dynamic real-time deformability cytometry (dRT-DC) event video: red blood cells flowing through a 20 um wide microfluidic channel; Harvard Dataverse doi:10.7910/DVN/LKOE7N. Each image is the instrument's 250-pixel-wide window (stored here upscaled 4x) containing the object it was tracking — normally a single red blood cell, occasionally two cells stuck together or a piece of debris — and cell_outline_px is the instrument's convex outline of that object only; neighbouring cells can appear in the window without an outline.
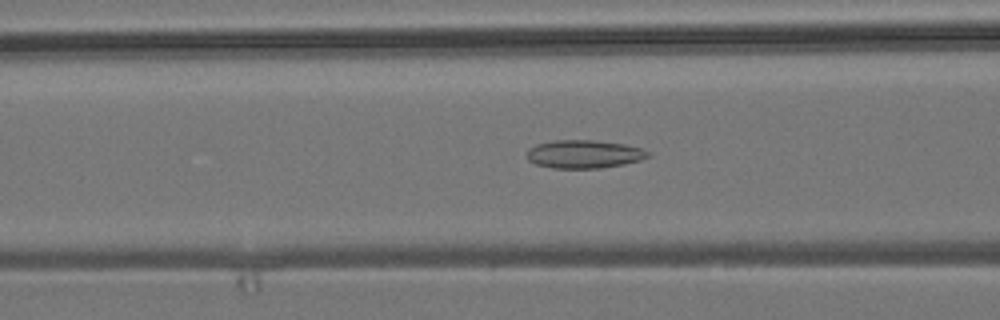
{"species": "common noctule bat (a hibernating species)", "species_latin": "Nyctalus noctula", "temperature_condition": "room temperature", "stored_images_in_passage": 49, "camera_frame_rate_fps": 3000, "um_per_image_px": 0.085, "animal": {"sex": "male", "body_mass_g": 19.2, "forearm_length_mm": 51.8}, "frame": {"image": 1, "passage_image": 17, "time_ms": 5.333, "image_size_px": [1000, 320], "cell_outline_px": [[652, 156], [640, 160], [624, 164], [600, 168], [552, 168], [536, 164], [528, 160], [528, 148], [536, 144], [552, 140], [592, 140], [624, 144], [640, 148], [648, 152]], "centroid_in_image_um": [49.63, 13.1], "position_along_channel_um": 117.0, "area_um2": 19.88}}
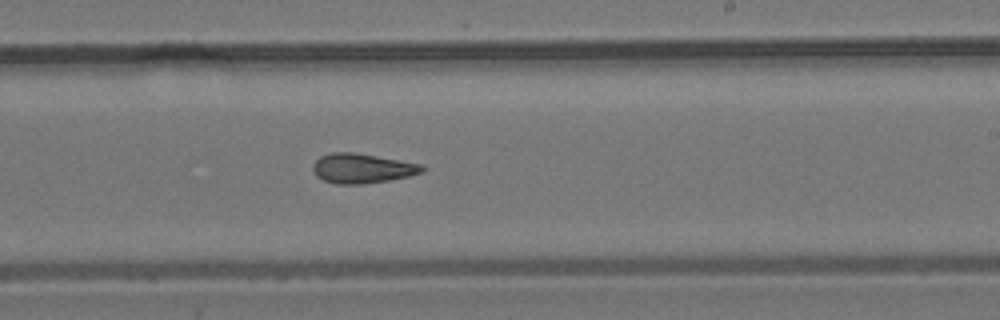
{"frame": {"image": 2, "passage_image": 28, "time_ms": 9.0, "image_size_px": [1000, 320], "cell_outline_px": [[424, 172], [408, 176], [388, 180], [364, 184], [336, 184], [324, 180], [316, 176], [312, 168], [312, 164], [320, 156], [332, 152], [352, 152], [424, 164]], "centroid_in_image_um": [30.77, 14.31], "position_along_channel_um": 258.2, "area_um2": 18.9}}
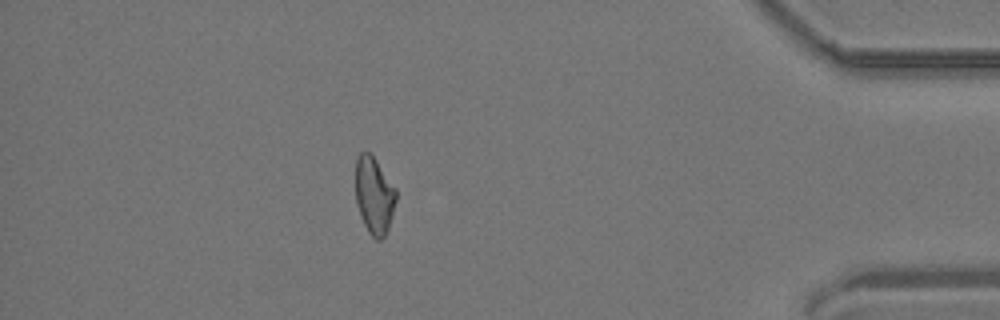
{"frame": {"image": 3, "passage_image": 43, "time_ms": 14.0, "image_size_px": [1000, 320], "cell_outline_px": [[396, 200], [388, 228], [384, 236], [380, 240], [376, 240], [368, 232], [364, 224], [356, 204], [356, 160], [360, 152], [368, 152], [376, 160], [396, 188]], "centroid_in_image_um": [31.8, 16.61], "position_along_channel_um": 403.4, "area_um2": 18.03}, "authors_computed_cell_mechanics": {"area_um2": 18.9006, "velocity_mm_per_s": 3.86, "shape_relaxation_time_tau1_ms": null, "shape_relaxation_time_tau2_ms": 3.0331, "deformation_change_tau1": null, "deformation_change_tau2": 0.1145}}